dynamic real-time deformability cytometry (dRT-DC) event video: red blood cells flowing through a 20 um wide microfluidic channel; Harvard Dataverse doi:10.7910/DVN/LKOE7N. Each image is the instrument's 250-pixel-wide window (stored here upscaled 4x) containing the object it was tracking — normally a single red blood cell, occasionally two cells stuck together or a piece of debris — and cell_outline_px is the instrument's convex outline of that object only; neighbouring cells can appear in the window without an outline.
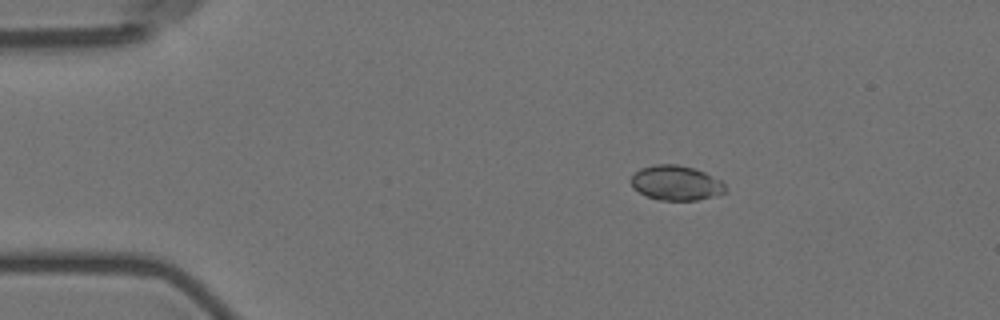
{"species": "Egyptian fruit bat (a non-hibernating species)", "species_latin": "Rousettus aegyptiacus", "temperature_condition": "room temperature", "stored_images_in_passage": 4, "camera_frame_rate_fps": 3000, "um_per_image_px": 0.085, "animal": {"sex": "female"}, "frame": {"image": 1, "passage_image": 2, "time_ms": 2.0, "image_size_px": [1000, 320], "cell_outline_px": [[724, 192], [716, 196], [696, 200], [660, 200], [648, 196], [632, 188], [628, 180], [640, 168], [656, 164], [676, 164], [692, 168], [704, 172], [720, 180], [724, 184]], "centroid_in_image_um": [57.42, 15.55], "position_along_channel_um": 27.6, "area_um2": 19.02}}